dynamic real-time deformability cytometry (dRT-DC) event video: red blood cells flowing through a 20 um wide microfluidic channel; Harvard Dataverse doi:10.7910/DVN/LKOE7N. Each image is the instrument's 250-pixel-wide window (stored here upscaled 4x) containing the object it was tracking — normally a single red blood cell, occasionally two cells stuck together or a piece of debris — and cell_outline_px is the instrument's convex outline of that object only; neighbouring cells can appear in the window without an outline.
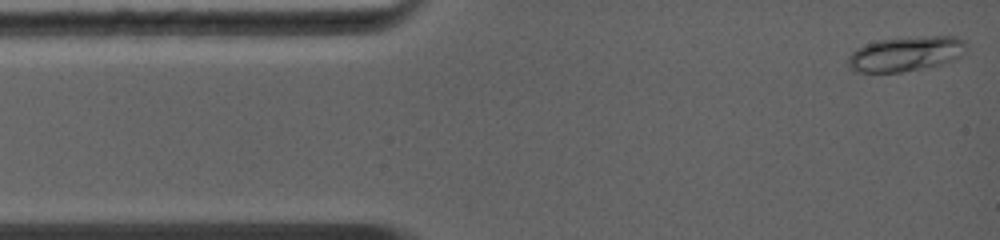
{"species": "common noctule bat (a hibernating species)", "species_latin": "Nyctalus noctula", "temperature_condition": "warm", "stored_images_in_passage": 42, "camera_frame_rate_fps": 5000, "um_per_image_px": 0.085, "animal": {"sex": "female", "body_mass_g": 19.0, "forearm_length_mm": 56.7}, "frame": {"image": 1, "passage_image": 1, "time_ms": 0.0, "image_size_px": [1000, 240], "cell_outline_px": [[968, 52], [956, 60], [928, 68], [900, 72], [856, 72], [848, 68], [848, 56], [856, 48], [880, 40], [932, 36], [956, 36], [964, 40], [968, 44]], "centroid_in_image_um": [77.08, 4.59], "position_along_channel_um": 7.9, "area_um2": 24.33}}
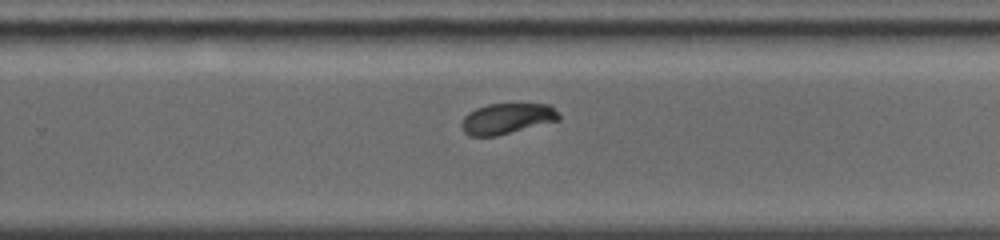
{"frame": {"image": 2, "passage_image": 24, "time_ms": 7.8, "image_size_px": [1000, 240], "cell_outline_px": [[560, 120], [496, 136], [472, 136], [464, 132], [460, 124], [464, 116], [468, 112], [476, 108], [488, 104], [548, 104], [560, 116]], "centroid_in_image_um": [43.05, 10.08], "position_along_channel_um": 286.7, "area_um2": 17.28}}
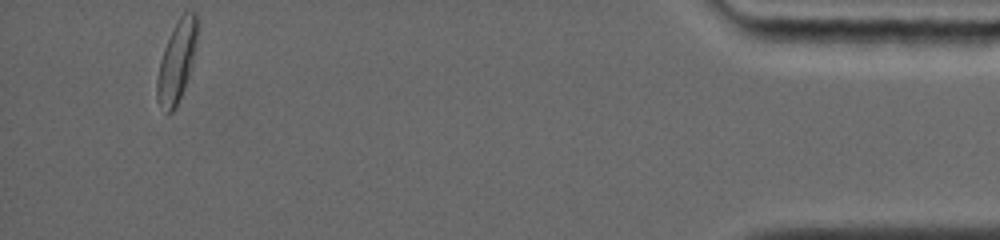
{"frame": {"image": 3, "passage_image": 42, "time_ms": 12.8, "image_size_px": [1000, 240], "cell_outline_px": [[196, 40], [192, 64], [184, 88], [176, 108], [172, 112], [168, 112], [160, 104], [156, 96], [156, 80], [160, 60], [164, 48], [180, 16], [184, 12], [196, 12]], "centroid_in_image_um": [15.0, 5.26], "position_along_channel_um": 420.2, "area_um2": 18.38}, "authors_computed_cell_mechanics": {"area_um2": 18.2359, "velocity_mm_per_s": 4.4535, "shape_relaxation_time_tau1_ms": 2.082, "shape_relaxation_time_tau2_ms": null, "deformation_change_tau1": 0.117, "deformation_change_tau2": null}}